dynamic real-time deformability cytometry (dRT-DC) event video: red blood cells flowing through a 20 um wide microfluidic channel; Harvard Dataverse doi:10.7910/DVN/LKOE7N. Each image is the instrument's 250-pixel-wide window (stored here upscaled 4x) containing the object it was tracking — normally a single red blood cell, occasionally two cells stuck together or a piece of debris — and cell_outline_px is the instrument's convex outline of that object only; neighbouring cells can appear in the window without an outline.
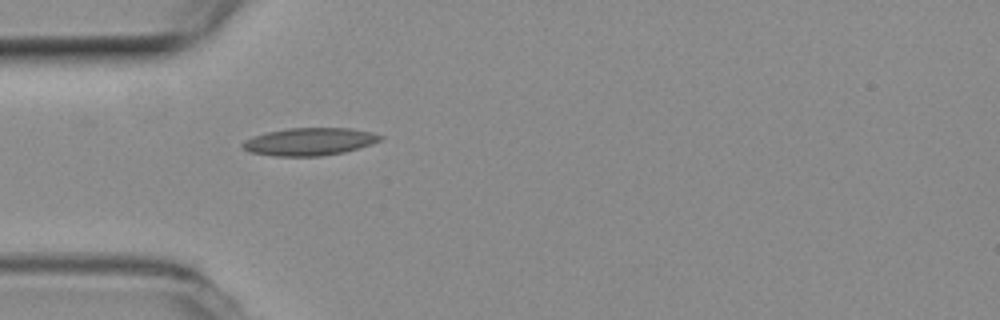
{"species": "common noctule bat (a hibernating species)", "species_latin": "Nyctalus noctula", "temperature_condition": "room temperature", "stored_images_in_passage": 1, "camera_frame_rate_fps": 3000, "um_per_image_px": 0.085, "animal": {"sex": "female", "body_mass_g": 19.3, "forearm_length_mm": 54.1}, "frame": {"image": 1, "passage_image": 1, "time_ms": 0.0, "image_size_px": [1000, 320], "cell_outline_px": [[384, 136], [380, 140], [372, 144], [344, 152], [320, 156], [276, 156], [248, 152], [240, 144], [244, 140], [252, 136], [268, 132], [288, 128], [352, 128], [372, 132]], "centroid_in_image_um": [26.3, 12.03], "position_along_channel_um": 58.7, "area_um2": 22.2}}